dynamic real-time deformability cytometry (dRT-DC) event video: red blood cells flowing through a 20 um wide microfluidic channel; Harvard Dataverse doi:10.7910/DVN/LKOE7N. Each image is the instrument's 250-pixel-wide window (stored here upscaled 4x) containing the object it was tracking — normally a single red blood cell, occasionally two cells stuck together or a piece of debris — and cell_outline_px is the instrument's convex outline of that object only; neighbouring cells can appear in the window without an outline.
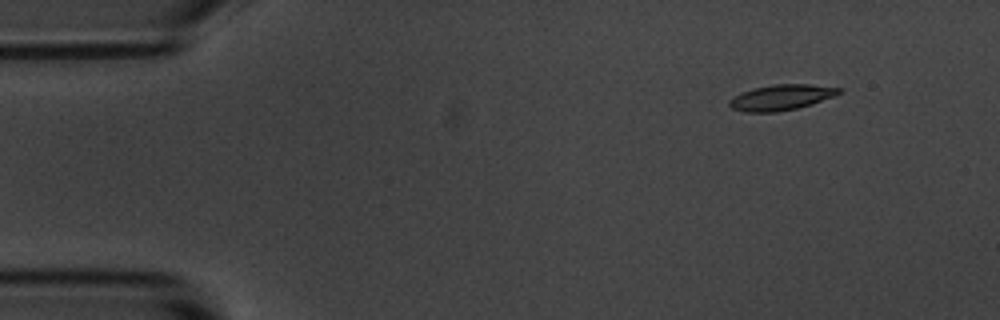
{"species": "common noctule bat (a hibernating species)", "species_latin": "Nyctalus noctula", "temperature_condition": "room temperature", "stored_images_in_passage": 5, "camera_frame_rate_fps": 3000, "um_per_image_px": 0.085, "animal": {"sex": "male", "body_mass_g": 20.1, "forearm_length_mm": 53.5}, "frame": {"image": 1, "passage_image": 2, "time_ms": 1.0, "image_size_px": [1000, 320], "cell_outline_px": [[844, 88], [840, 92], [832, 96], [796, 108], [776, 112], [744, 112], [732, 108], [728, 104], [728, 100], [752, 88], [772, 84], [808, 84]], "centroid_in_image_um": [66.36, 8.27], "position_along_channel_um": 18.6, "area_um2": 16.01}}
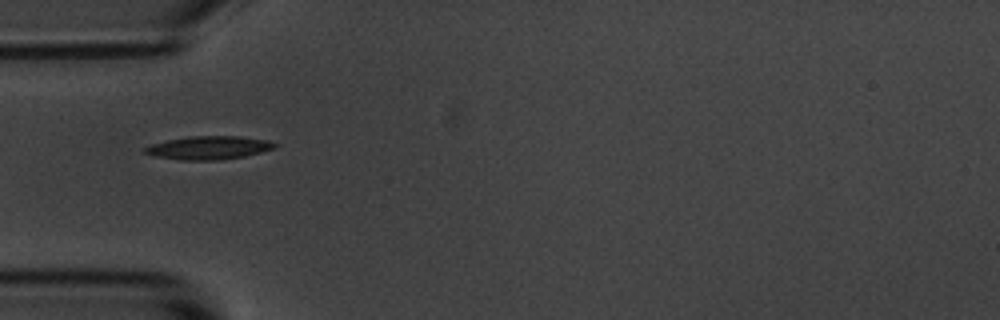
{"frame": {"image": 2, "passage_image": 5, "time_ms": 4.667, "image_size_px": [1000, 320], "cell_outline_px": [[276, 148], [244, 156], [220, 160], [180, 160], [156, 156], [144, 152], [144, 148], [152, 144], [168, 140], [188, 136], [240, 136], [268, 140], [276, 144]], "centroid_in_image_um": [17.76, 12.55], "position_along_channel_um": 67.2, "area_um2": 17.51}}